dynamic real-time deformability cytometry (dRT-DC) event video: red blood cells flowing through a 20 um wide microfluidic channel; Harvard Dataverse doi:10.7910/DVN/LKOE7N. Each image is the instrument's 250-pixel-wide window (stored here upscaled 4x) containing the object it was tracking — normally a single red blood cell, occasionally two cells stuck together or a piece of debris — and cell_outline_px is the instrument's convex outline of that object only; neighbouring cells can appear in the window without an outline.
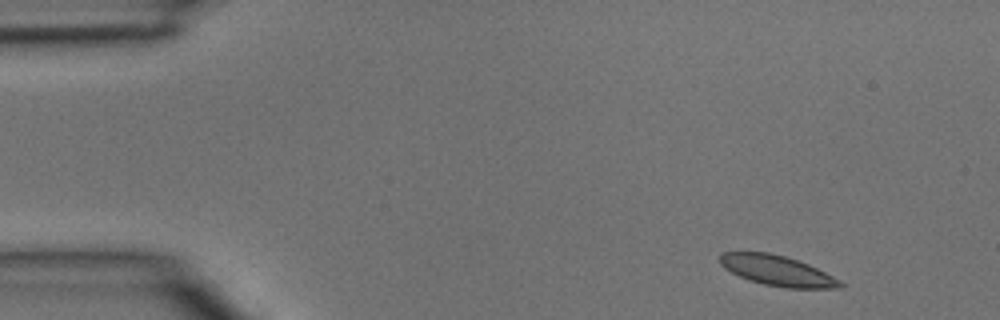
{"species": "common noctule bat (a hibernating species)", "species_latin": "Nyctalus noctula", "temperature_condition": "room temperature", "stored_images_in_passage": 4, "segment_of_instrument_passage": [1, 2], "camera_frame_rate_fps": 3000, "um_per_image_px": 0.085, "animal": {"sex": "male", "body_mass_g": 15.6}, "frame": {"image": 1, "passage_image": 1, "time_ms": 0.0, "image_size_px": [1000, 320], "cell_outline_px": [[844, 288], [784, 288], [764, 284], [748, 280], [724, 268], [720, 264], [720, 256], [724, 252], [768, 252], [784, 256], [808, 264], [840, 280], [844, 284]], "centroid_in_image_um": [66.07, 23.01], "position_along_channel_um": 18.9, "area_um2": 21.04}}
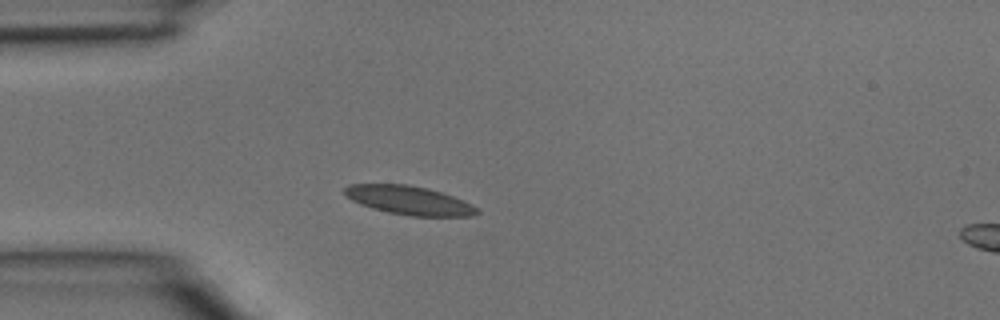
{"frame": {"image": 2, "passage_image": 3, "time_ms": 0.667, "image_size_px": [1000, 320], "cell_outline_px": [[480, 212], [472, 216], [412, 216], [388, 212], [372, 208], [360, 204], [352, 200], [344, 192], [344, 188], [348, 184], [408, 184], [428, 188], [464, 200], [480, 208]], "centroid_in_image_um": [34.81, 17.02], "position_along_channel_um": 50.2, "area_um2": 22.2}}